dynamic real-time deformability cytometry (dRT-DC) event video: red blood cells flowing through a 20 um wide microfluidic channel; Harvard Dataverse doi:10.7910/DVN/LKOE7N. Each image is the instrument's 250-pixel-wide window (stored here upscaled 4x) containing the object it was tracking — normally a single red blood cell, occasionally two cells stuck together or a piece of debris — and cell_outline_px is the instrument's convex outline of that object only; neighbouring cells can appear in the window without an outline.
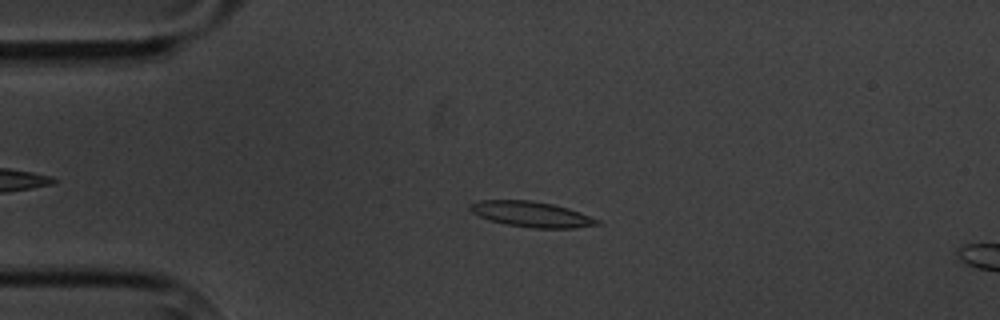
{"species": "common noctule bat (a hibernating species)", "species_latin": "Nyctalus noctula", "temperature_condition": "cold", "stored_images_in_passage": 4, "camera_frame_rate_fps": 3000, "um_per_image_px": 0.085, "animal": {"sex": "male", "body_mass_g": 20.1, "forearm_length_mm": 53.5}, "frame": {"image": 1, "passage_image": 3, "time_ms": 2.333, "image_size_px": [1000, 320], "cell_outline_px": [[600, 224], [576, 228], [532, 228], [508, 224], [492, 220], [480, 216], [472, 212], [468, 208], [468, 204], [480, 200], [528, 200], [552, 204], [568, 208], [580, 212], [600, 220]], "centroid_in_image_um": [45.19, 18.2], "position_along_channel_um": 39.8, "area_um2": 18.73}}